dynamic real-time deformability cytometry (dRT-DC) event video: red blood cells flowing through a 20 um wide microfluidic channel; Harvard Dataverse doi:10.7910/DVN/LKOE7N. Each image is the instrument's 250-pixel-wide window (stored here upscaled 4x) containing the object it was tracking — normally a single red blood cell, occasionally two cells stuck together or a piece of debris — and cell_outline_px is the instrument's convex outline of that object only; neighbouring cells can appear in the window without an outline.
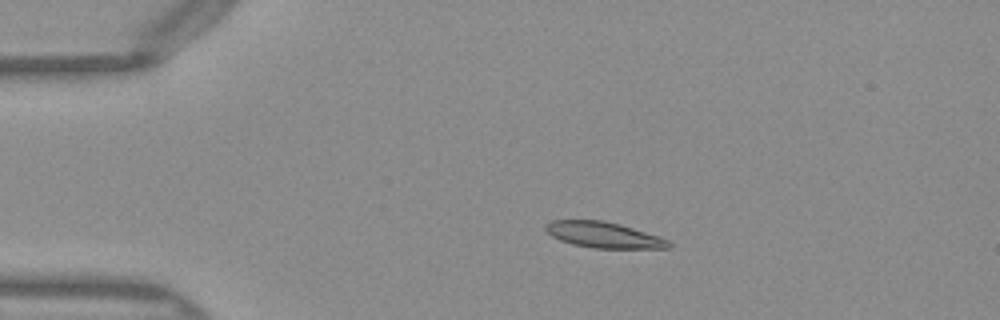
{"species": "Egyptian fruit bat (a non-hibernating species)", "species_latin": "Rousettus aegyptiacus", "temperature_condition": "warm", "stored_images_in_passage": 47, "camera_frame_rate_fps": 3000, "um_per_image_px": 0.085, "frame": {"image": 1, "passage_image": 7, "time_ms": 2.0, "image_size_px": [1000, 320], "cell_outline_px": [[672, 248], [592, 248], [572, 244], [560, 240], [552, 236], [544, 228], [552, 220], [600, 220], [620, 224], [660, 236], [668, 240], [672, 244]], "centroid_in_image_um": [51.35, 19.97], "position_along_channel_um": 33.7, "area_um2": 18.5}}
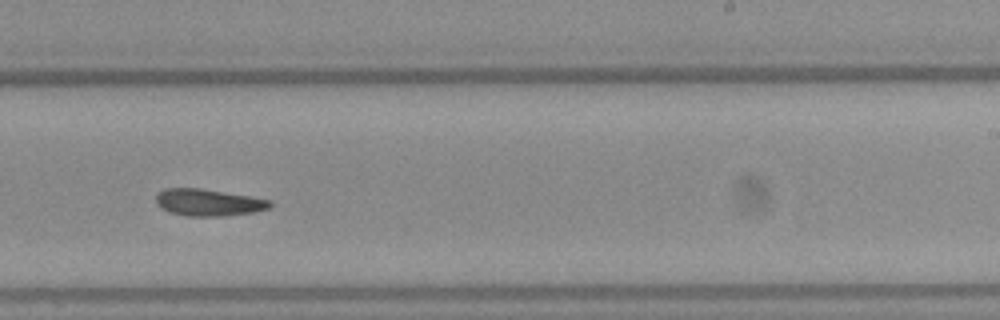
{"frame": {"image": 2, "passage_image": 28, "time_ms": 9.0, "image_size_px": [1000, 320], "cell_outline_px": [[272, 204], [268, 208], [252, 212], [224, 216], [188, 216], [168, 212], [160, 208], [156, 204], [156, 196], [164, 188], [200, 188], [272, 200]], "centroid_in_image_um": [17.67, 17.21], "position_along_channel_um": 271.3, "area_um2": 17.8}}
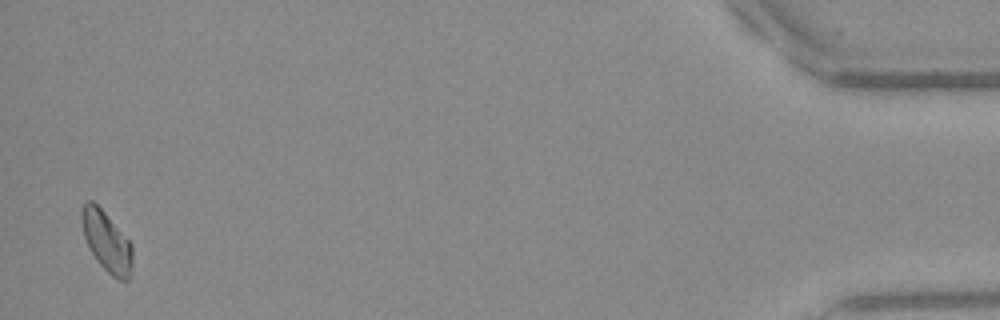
{"frame": {"image": 3, "passage_image": 46, "time_ms": 15.0, "image_size_px": [1000, 320], "cell_outline_px": [[132, 272], [128, 280], [120, 280], [112, 276], [96, 260], [84, 236], [80, 216], [80, 212], [84, 204], [88, 200], [92, 200], [104, 212], [132, 244]], "centroid_in_image_um": [9.07, 20.54], "position_along_channel_um": 426.1, "area_um2": 17.63}, "authors_computed_cell_mechanics": {"area_um2": 17.918, "velocity_mm_per_s": 4.0312, "shape_relaxation_time_tau1_ms": 7.5957, "shape_relaxation_time_tau2_ms": null, "deformation_change_tau1": 0.205, "deformation_change_tau2": null}}